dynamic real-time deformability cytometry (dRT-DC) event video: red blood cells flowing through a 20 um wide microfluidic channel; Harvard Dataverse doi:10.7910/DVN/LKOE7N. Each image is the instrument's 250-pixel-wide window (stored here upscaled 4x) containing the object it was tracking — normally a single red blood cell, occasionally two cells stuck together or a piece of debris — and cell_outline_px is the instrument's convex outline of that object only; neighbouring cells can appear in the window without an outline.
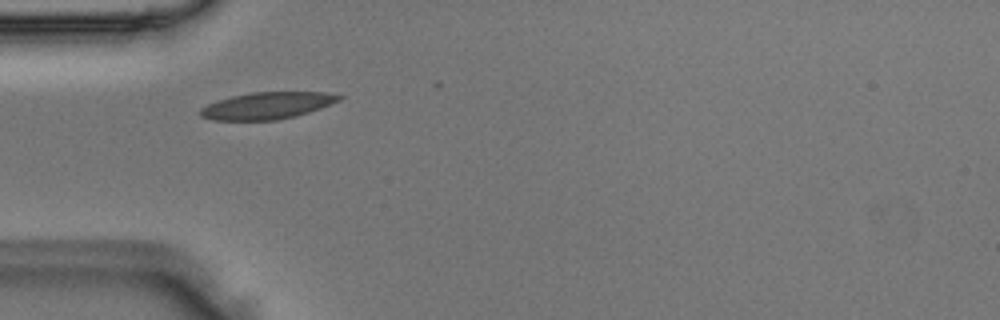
{"species": "Egyptian fruit bat (a non-hibernating species)", "species_latin": "Rousettus aegyptiacus", "temperature_condition": "room temperature", "stored_images_in_passage": 4, "camera_frame_rate_fps": 3000, "um_per_image_px": 0.085, "animal": {"sex": "male"}, "frame": {"image": 1, "passage_image": 4, "time_ms": 1.0, "image_size_px": [1000, 320], "cell_outline_px": [[344, 96], [340, 100], [320, 108], [296, 116], [276, 120], [212, 120], [200, 116], [200, 108], [208, 104], [232, 96], [252, 92], [328, 92]], "centroid_in_image_um": [22.72, 8.97], "position_along_channel_um": 62.3, "area_um2": 21.62}}